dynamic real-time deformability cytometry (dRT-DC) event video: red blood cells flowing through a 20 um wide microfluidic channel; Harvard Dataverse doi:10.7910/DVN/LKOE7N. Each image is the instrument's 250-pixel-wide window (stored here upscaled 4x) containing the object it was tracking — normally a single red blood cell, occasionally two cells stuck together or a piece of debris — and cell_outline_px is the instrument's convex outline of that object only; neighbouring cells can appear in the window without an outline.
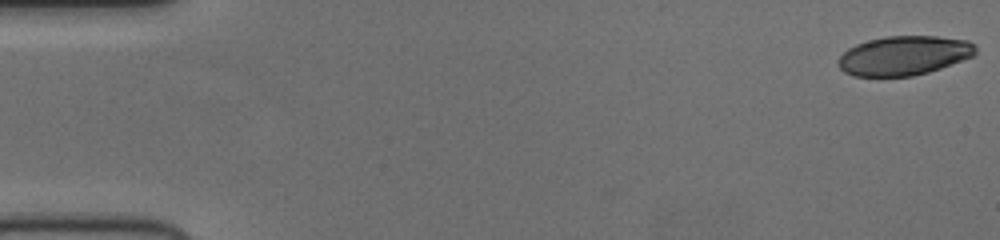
{"species": "human", "species_latin": "Homo sapiens", "temperature_condition": "cold", "stored_images_in_passage": 53, "camera_frame_rate_fps": 3000, "um_per_image_px": 0.085, "donor": {"sex": "female"}, "frame": {"image": 1, "passage_image": 1, "time_ms": 0.0, "image_size_px": [1000, 240], "cell_outline_px": [[976, 52], [972, 56], [940, 68], [928, 72], [912, 76], [852, 76], [844, 72], [836, 64], [836, 60], [848, 48], [856, 44], [868, 40], [884, 36], [936, 36], [968, 40], [976, 44]], "centroid_in_image_um": [76.8, 4.72], "position_along_channel_um": 8.2, "area_um2": 31.56}}
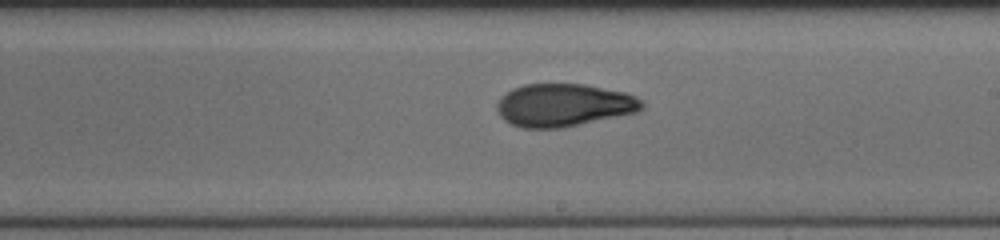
{"frame": {"image": 2, "passage_image": 31, "time_ms": 10.0, "image_size_px": [1000, 240], "cell_outline_px": [[644, 108], [636, 112], [564, 128], [524, 128], [512, 124], [504, 120], [500, 116], [496, 108], [496, 104], [500, 96], [512, 88], [524, 84], [584, 84], [624, 92], [636, 96], [644, 104]], "centroid_in_image_um": [47.89, 8.93], "position_along_channel_um": 241.1, "area_um2": 36.3}}
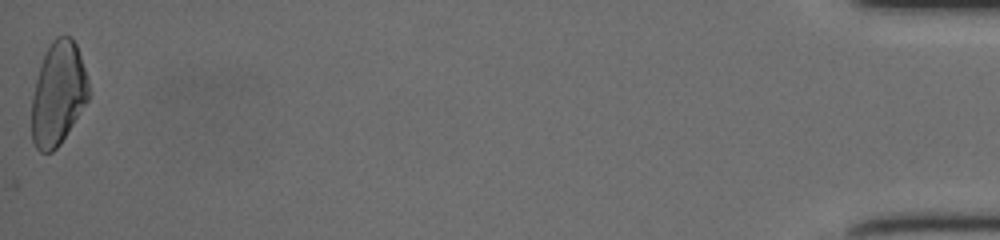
{"frame": {"image": 3, "passage_image": 53, "time_ms": 17.333, "image_size_px": [1000, 240], "cell_outline_px": [[88, 100], [60, 144], [52, 152], [40, 152], [36, 148], [32, 140], [32, 96], [40, 64], [52, 40], [56, 36], [72, 36], [76, 44], [88, 80]], "centroid_in_image_um": [4.93, 7.96], "position_along_channel_um": 430.3, "area_um2": 33.99}}